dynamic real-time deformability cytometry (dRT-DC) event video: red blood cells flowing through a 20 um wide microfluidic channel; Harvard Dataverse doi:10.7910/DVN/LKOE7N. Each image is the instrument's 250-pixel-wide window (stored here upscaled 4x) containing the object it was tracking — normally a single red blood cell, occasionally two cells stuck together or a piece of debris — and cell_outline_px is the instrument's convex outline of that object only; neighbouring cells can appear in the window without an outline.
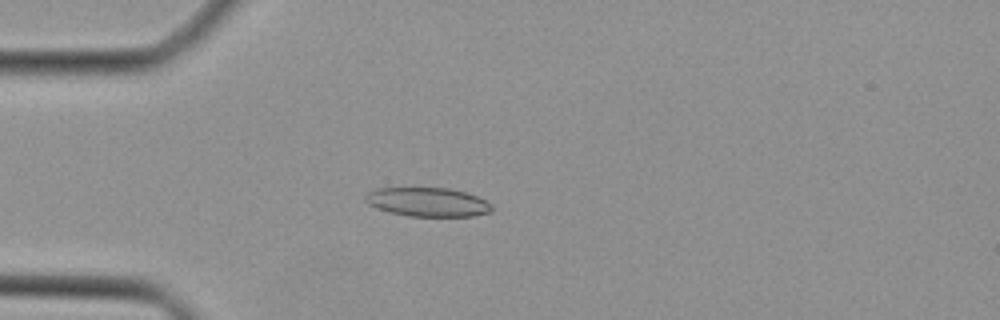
{"species": "Egyptian fruit bat (a non-hibernating species)", "species_latin": "Rousettus aegyptiacus", "temperature_condition": "cold", "stored_images_in_passage": 11, "camera_frame_rate_fps": 3000, "um_per_image_px": 0.085, "animal": {"sex": "female"}, "frame": {"image": 1, "passage_image": 7, "time_ms": 2.0, "image_size_px": [1000, 320], "cell_outline_px": [[492, 212], [472, 216], [408, 216], [388, 212], [376, 208], [368, 204], [364, 200], [364, 196], [368, 192], [376, 188], [448, 188], [464, 192], [476, 196], [492, 204]], "centroid_in_image_um": [36.32, 17.18], "position_along_channel_um": 48.7, "area_um2": 21.39}}
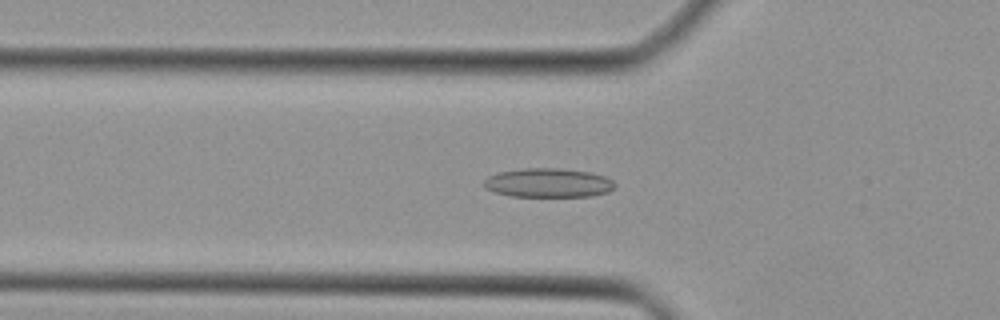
{"frame": {"image": 2, "passage_image": 10, "time_ms": 3.0, "image_size_px": [1000, 320], "cell_outline_px": [[616, 188], [608, 192], [592, 196], [512, 196], [496, 192], [484, 188], [484, 180], [488, 176], [500, 172], [524, 168], [560, 168], [588, 172], [604, 176], [612, 180], [616, 184]], "centroid_in_image_um": [46.63, 15.54], "position_along_channel_um": 79.2, "area_um2": 22.14}}